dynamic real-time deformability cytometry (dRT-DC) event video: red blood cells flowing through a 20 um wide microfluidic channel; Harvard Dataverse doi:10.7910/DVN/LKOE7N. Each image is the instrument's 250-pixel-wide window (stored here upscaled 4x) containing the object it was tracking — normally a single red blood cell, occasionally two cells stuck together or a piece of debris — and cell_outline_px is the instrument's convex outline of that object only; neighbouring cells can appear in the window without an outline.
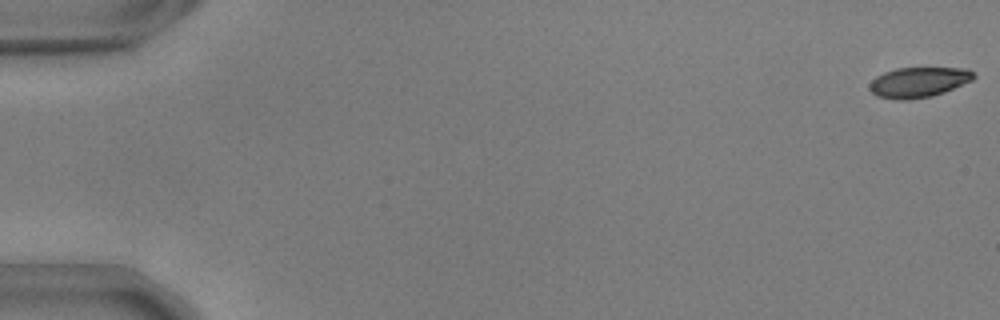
{"species": "common noctule bat (a hibernating species)", "species_latin": "Nyctalus noctula", "temperature_condition": "warm", "stored_images_in_passage": 56, "camera_frame_rate_fps": 3000, "um_per_image_px": 0.085, "animal": {"sex": "male", "body_mass_g": 17.9, "forearm_length_mm": 54.2}, "frame": {"image": 1, "passage_image": 1, "time_ms": 0.0, "image_size_px": [1000, 320], "cell_outline_px": [[976, 76], [972, 80], [944, 92], [932, 96], [908, 100], [896, 100], [876, 96], [868, 88], [868, 84], [876, 76], [884, 72], [896, 68], [968, 68]], "centroid_in_image_um": [78.04, 6.99], "position_along_channel_um": 7.0, "area_um2": 18.44}}
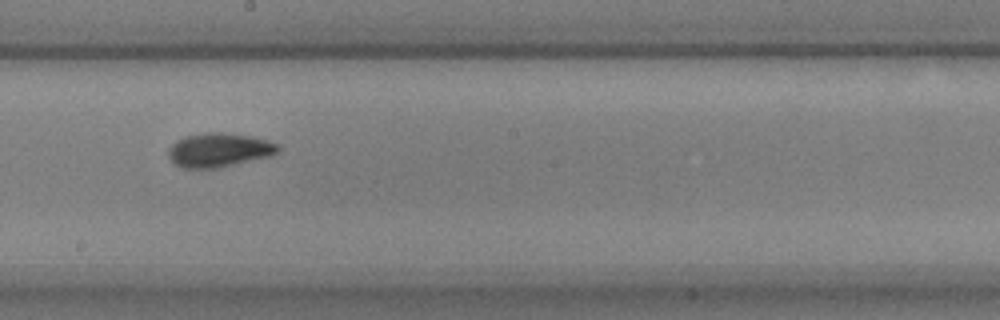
{"frame": {"image": 2, "passage_image": 32, "time_ms": 10.333, "image_size_px": [1000, 320], "cell_outline_px": [[280, 148], [272, 156], [216, 168], [180, 168], [172, 164], [168, 156], [168, 148], [176, 140], [184, 136], [204, 132], [220, 132], [252, 136], [268, 140], [280, 144]], "centroid_in_image_um": [18.59, 12.75], "position_along_channel_um": 229.6, "area_um2": 22.08}}
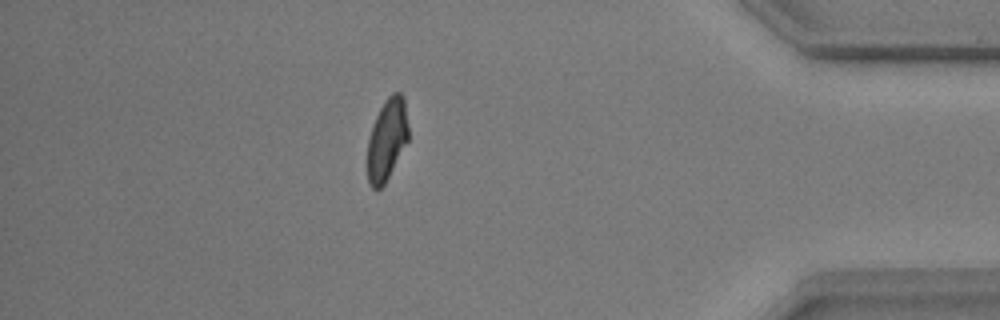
{"frame": {"image": 3, "passage_image": 49, "time_ms": 16.0, "image_size_px": [1000, 320], "cell_outline_px": [[408, 140], [384, 184], [380, 188], [372, 188], [368, 180], [368, 136], [372, 124], [384, 100], [392, 92], [400, 92], [404, 96], [408, 124]], "centroid_in_image_um": [32.89, 11.8], "position_along_channel_um": 402.3, "area_um2": 19.42}, "authors_computed_cell_mechanics": {"area_um2": 20.2011, "velocity_mm_per_s": 3.6887, "shape_relaxation_time_tau1_ms": 3.5044, "shape_relaxation_time_tau2_ms": 2.1834, "deformation_change_tau1": 0.1342, "deformation_change_tau2": 0.064}}